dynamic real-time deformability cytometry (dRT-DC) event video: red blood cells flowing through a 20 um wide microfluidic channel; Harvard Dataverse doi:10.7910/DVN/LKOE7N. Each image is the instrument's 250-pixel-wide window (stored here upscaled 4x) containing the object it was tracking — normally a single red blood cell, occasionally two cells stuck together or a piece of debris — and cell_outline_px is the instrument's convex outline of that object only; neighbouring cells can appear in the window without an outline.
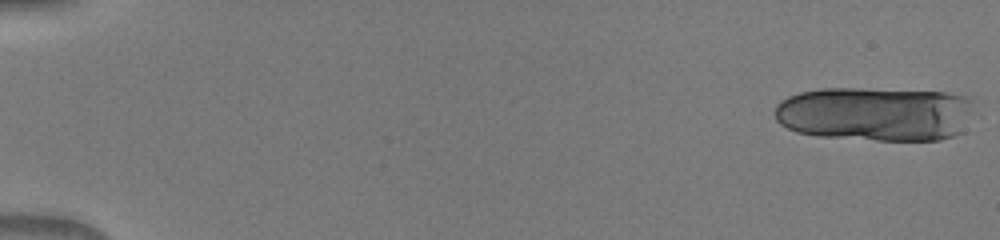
{"species": "human", "species_latin": "Homo sapiens", "temperature_condition": "warm", "stored_images_in_passage": 17, "camera_frame_rate_fps": 3000, "um_per_image_px": 0.085, "donor": {"sex": "male"}, "frame": {"image": 1, "passage_image": 1, "time_ms": 0.0, "image_size_px": [1000, 240], "cell_outline_px": [[972, 100], [964, 132], [956, 136], [940, 140], [876, 140], [820, 136], [796, 132], [780, 124], [776, 120], [776, 104], [780, 100], [788, 96], [800, 92], [824, 88], [856, 88], [944, 92], [972, 96]], "centroid_in_image_um": [74.41, 9.67], "position_along_channel_um": 10.6, "area_um2": 63.58}}